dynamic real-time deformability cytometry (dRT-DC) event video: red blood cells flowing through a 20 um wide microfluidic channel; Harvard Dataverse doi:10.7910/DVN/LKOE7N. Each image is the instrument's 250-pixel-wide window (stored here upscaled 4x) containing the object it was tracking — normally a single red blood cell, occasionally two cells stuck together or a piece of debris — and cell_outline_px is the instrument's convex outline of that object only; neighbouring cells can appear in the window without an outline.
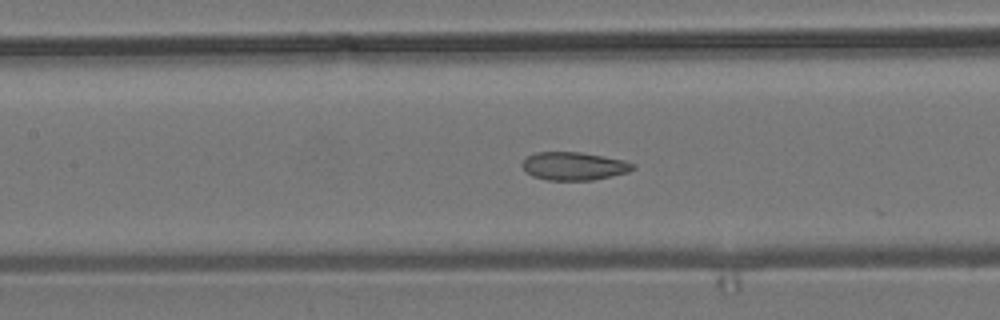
{"species": "common noctule bat (a hibernating species)", "species_latin": "Nyctalus noctula", "temperature_condition": "room temperature", "stored_images_in_passage": 29, "camera_frame_rate_fps": 3000, "um_per_image_px": 0.085, "animal": {"sex": "male", "body_mass_g": 19.2, "forearm_length_mm": 51.8}, "frame": {"image": 1, "passage_image": 24, "time_ms": 7.667, "image_size_px": [1000, 320], "cell_outline_px": [[636, 168], [628, 172], [592, 180], [548, 180], [532, 176], [520, 164], [528, 156], [536, 152], [580, 152], [604, 156], [624, 160], [636, 164]], "centroid_in_image_um": [48.81, 14.11], "position_along_channel_um": 158.6, "area_um2": 18.09}}
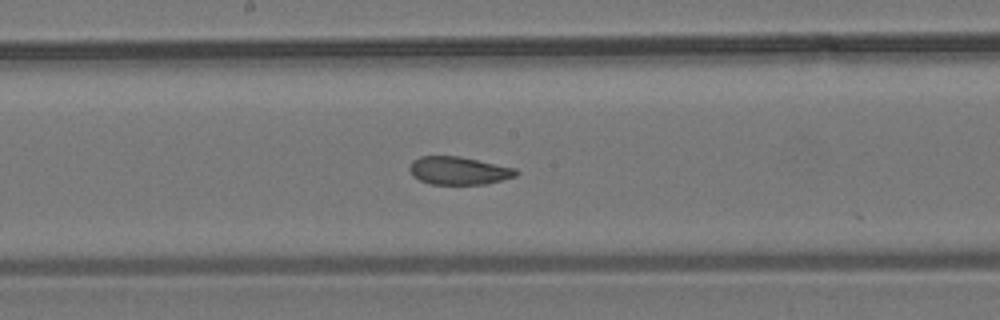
{"frame": {"image": 2, "passage_image": 28, "time_ms": 9.0, "image_size_px": [1000, 320], "cell_outline_px": [[520, 172], [516, 176], [488, 184], [428, 184], [412, 176], [408, 168], [412, 160], [420, 156], [460, 156], [516, 168]], "centroid_in_image_um": [38.98, 14.5], "position_along_channel_um": 209.2, "area_um2": 17.57}}